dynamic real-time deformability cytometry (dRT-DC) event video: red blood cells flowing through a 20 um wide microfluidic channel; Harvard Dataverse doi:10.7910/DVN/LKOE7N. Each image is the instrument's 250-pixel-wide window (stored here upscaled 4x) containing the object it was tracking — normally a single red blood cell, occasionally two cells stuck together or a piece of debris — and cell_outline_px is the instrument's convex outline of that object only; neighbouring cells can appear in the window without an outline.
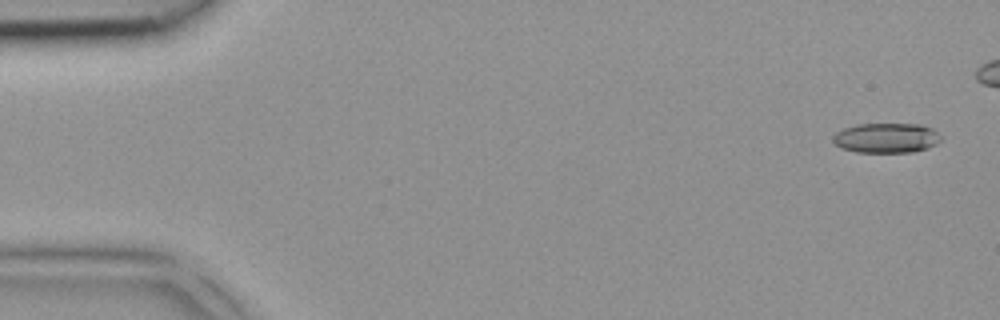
{"species": "common noctule bat (a hibernating species)", "species_latin": "Nyctalus noctula", "temperature_condition": "room temperature", "stored_images_in_passage": 5, "camera_frame_rate_fps": 3000, "um_per_image_px": 0.085, "animal": {"sex": "female", "body_mass_g": 18.4}, "frame": {"image": 1, "passage_image": 1, "time_ms": 0.0, "image_size_px": [1000, 320], "cell_outline_px": [[940, 140], [936, 144], [928, 148], [912, 152], [856, 152], [840, 148], [832, 140], [832, 136], [836, 132], [844, 128], [856, 124], [920, 124], [932, 128], [940, 136]], "centroid_in_image_um": [75.31, 11.72], "position_along_channel_um": 9.7, "area_um2": 18.84}}
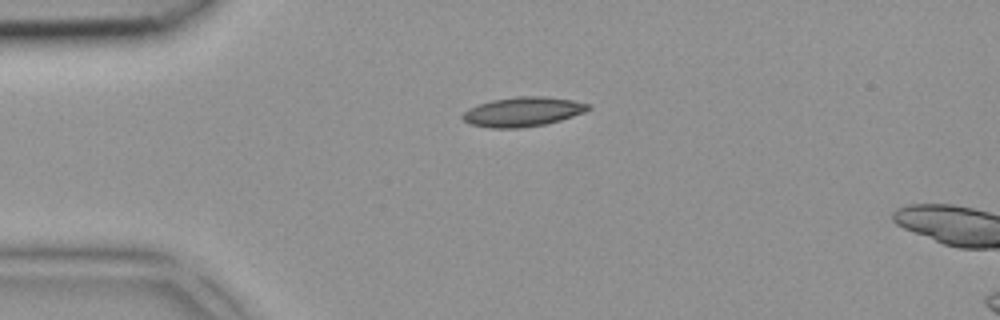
{"frame": {"image": 2, "passage_image": 5, "time_ms": 1.333, "image_size_px": [1000, 320], "cell_outline_px": [[592, 108], [584, 112], [560, 120], [544, 124], [520, 128], [492, 128], [468, 124], [460, 116], [468, 108], [492, 100], [516, 96], [544, 96], [572, 100], [592, 104]], "centroid_in_image_um": [44.43, 9.49], "position_along_channel_um": 40.6, "area_um2": 21.62}}